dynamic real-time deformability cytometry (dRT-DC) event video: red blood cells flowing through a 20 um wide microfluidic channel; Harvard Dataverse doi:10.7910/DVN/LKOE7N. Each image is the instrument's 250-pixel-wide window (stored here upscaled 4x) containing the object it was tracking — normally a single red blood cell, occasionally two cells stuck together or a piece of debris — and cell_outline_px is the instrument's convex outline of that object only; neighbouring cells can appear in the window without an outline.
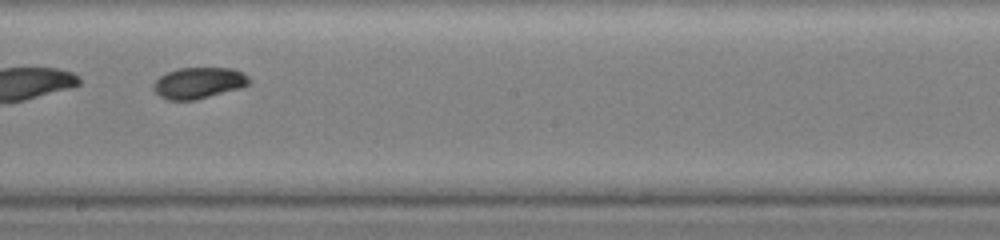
{"species": "common noctule bat (a hibernating species)", "species_latin": "Nyctalus noctula", "temperature_condition": "warm", "stored_images_in_passage": 16, "camera_frame_rate_fps": 3000, "um_per_image_px": 0.085, "animal": {"sex": "female", "body_mass_g": 19.0, "forearm_length_mm": 51.5}, "frame": {"image": 1, "passage_image": 10, "time_ms": 3.667, "image_size_px": [1000, 240], "cell_outline_px": [[252, 80], [248, 84], [240, 88], [196, 100], [168, 100], [160, 96], [152, 88], [152, 84], [160, 76], [168, 72], [180, 68], [232, 68], [244, 72]], "centroid_in_image_um": [16.9, 7.05], "position_along_channel_um": 231.3, "area_um2": 17.46}}
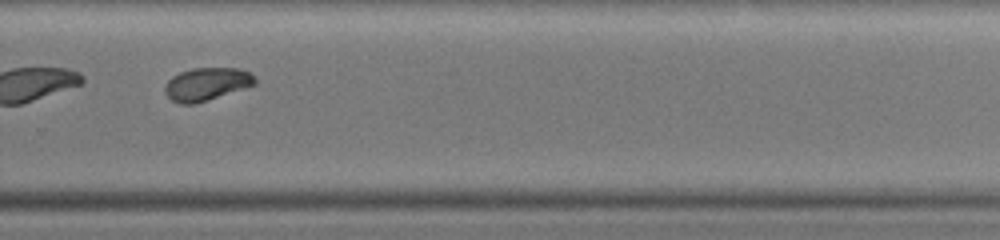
{"frame": {"image": 2, "passage_image": 14, "time_ms": 5.333, "image_size_px": [1000, 240], "cell_outline_px": [[256, 84], [192, 104], [180, 104], [172, 100], [164, 92], [164, 84], [172, 76], [180, 72], [192, 68], [236, 68], [248, 72], [256, 80]], "centroid_in_image_um": [17.5, 7.13], "position_along_channel_um": 312.3, "area_um2": 16.88}}